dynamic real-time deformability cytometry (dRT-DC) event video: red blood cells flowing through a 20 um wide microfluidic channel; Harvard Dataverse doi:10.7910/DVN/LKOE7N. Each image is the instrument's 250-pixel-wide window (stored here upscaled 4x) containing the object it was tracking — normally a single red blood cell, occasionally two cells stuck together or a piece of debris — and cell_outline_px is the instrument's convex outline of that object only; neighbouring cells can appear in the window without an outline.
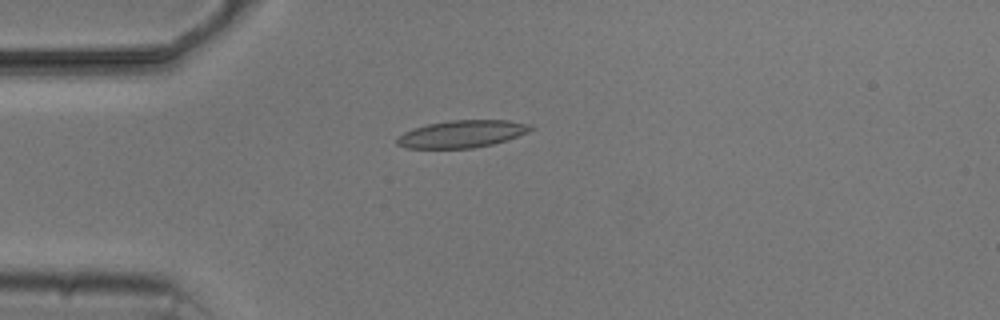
{"species": "common noctule bat (a hibernating species)", "species_latin": "Nyctalus noctula", "temperature_condition": "cold", "stored_images_in_passage": 2, "camera_frame_rate_fps": 3000, "um_per_image_px": 0.085, "animal": {"sex": "male", "body_mass_g": 20.5, "forearm_length_mm": 52.5}, "frame": {"image": 1, "passage_image": 1, "time_ms": 0.0, "image_size_px": [1000, 320], "cell_outline_px": [[536, 128], [528, 132], [492, 144], [472, 148], [404, 148], [396, 144], [396, 140], [404, 132], [412, 128], [428, 124], [448, 120], [508, 120], [532, 124]], "centroid_in_image_um": [39.27, 11.37], "position_along_channel_um": 45.7, "area_um2": 21.27}}
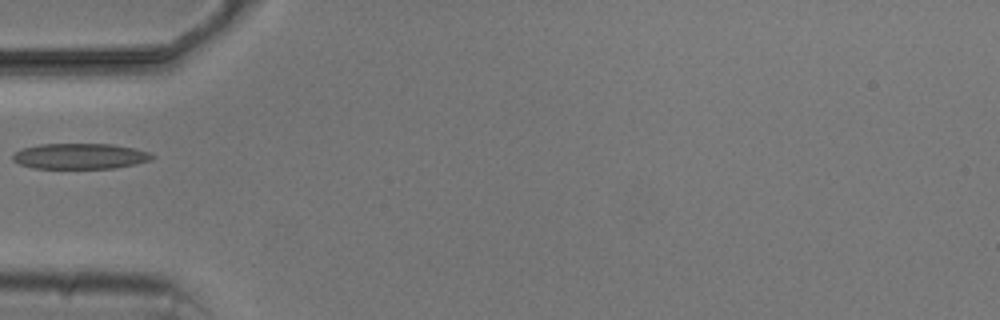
{"frame": {"image": 2, "passage_image": 2, "time_ms": 1.333, "image_size_px": [1000, 320], "cell_outline_px": [[156, 156], [152, 160], [136, 164], [116, 168], [32, 168], [20, 164], [12, 160], [12, 156], [16, 152], [24, 148], [40, 144], [112, 144], [132, 148], [148, 152]], "centroid_in_image_um": [6.82, 13.28], "position_along_channel_um": 78.2, "area_um2": 20.75}}